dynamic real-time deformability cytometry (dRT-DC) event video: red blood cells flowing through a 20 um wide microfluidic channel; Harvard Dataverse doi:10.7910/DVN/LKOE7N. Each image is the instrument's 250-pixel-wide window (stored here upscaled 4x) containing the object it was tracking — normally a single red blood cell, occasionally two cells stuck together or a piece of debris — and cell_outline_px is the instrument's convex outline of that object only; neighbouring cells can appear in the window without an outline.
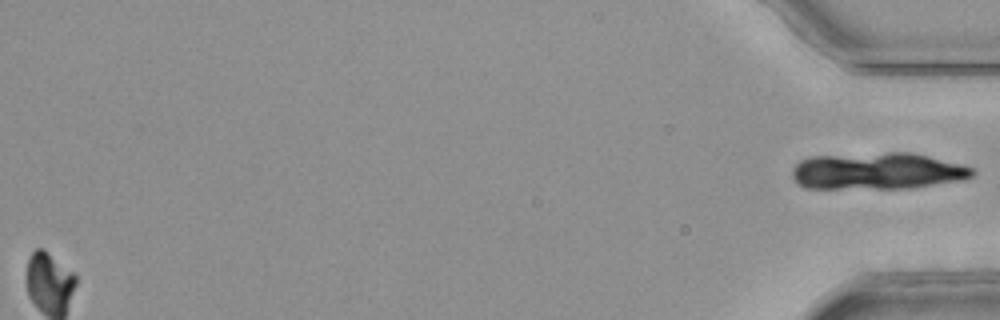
{"species": "common noctule bat (a hibernating species)", "species_latin": "Nyctalus noctula", "temperature_condition": "room temperature", "stored_images_in_passage": 49, "segment_of_instrument_passage": [2, 2], "camera_frame_rate_fps": 3000, "um_per_image_px": 0.085, "animal": {"sex": "female", "body_mass_g": 25.1}, "frame": {"image": 1, "passage_image": 49, "time_ms": 16.0, "image_size_px": [1000, 320], "cell_outline_px": [[968, 172], [960, 176], [888, 184], [820, 184], [804, 180], [800, 176], [800, 168], [808, 164], [820, 160], [928, 160], [964, 168]], "centroid_in_image_um": [74.52, 14.58], "position_along_channel_um": 360.7, "area_um2": 24.22}}